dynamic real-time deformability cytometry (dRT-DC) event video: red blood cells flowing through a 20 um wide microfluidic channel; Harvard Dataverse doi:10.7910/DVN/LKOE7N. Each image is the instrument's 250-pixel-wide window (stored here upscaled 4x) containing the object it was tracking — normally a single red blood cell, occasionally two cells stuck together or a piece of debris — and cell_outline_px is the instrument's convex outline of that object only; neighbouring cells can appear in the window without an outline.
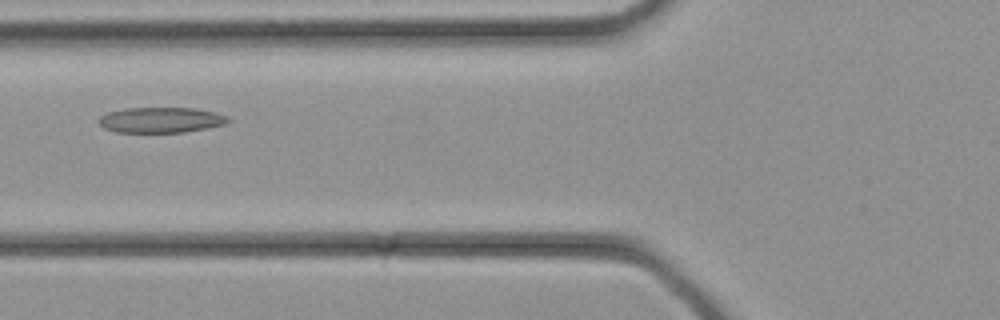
{"species": "common noctule bat (a hibernating species)", "species_latin": "Nyctalus noctula", "temperature_condition": "cold", "stored_images_in_passage": 32, "camera_frame_rate_fps": 3000, "um_per_image_px": 0.085, "animal": {"sex": "female", "body_mass_g": 21.9}, "frame": {"image": 1, "passage_image": 11, "time_ms": 3.333, "image_size_px": [1000, 320], "cell_outline_px": [[232, 120], [228, 124], [208, 128], [184, 132], [116, 132], [104, 128], [100, 124], [100, 116], [108, 112], [124, 108], [196, 108], [216, 112], [228, 116]], "centroid_in_image_um": [13.75, 10.19], "position_along_channel_um": 112.0, "area_um2": 19.36}}
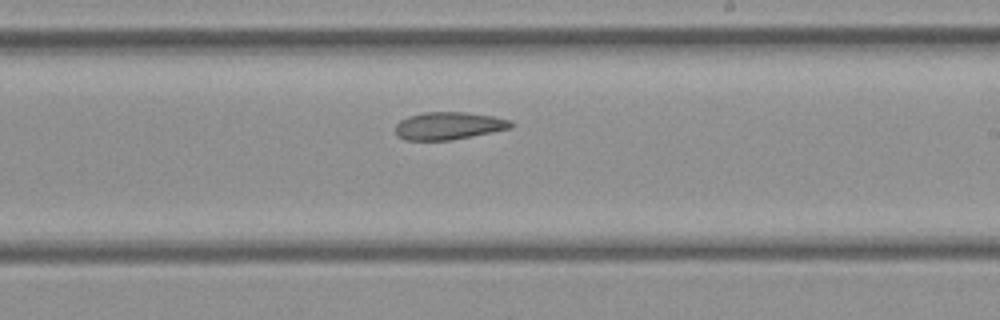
{"frame": {"image": 2, "passage_image": 18, "time_ms": 5.667, "image_size_px": [1000, 320], "cell_outline_px": [[512, 128], [452, 140], [404, 140], [396, 136], [396, 124], [400, 120], [408, 116], [424, 112], [464, 112], [492, 116], [512, 120]], "centroid_in_image_um": [38.12, 10.69], "position_along_channel_um": 250.9, "area_um2": 18.61}}
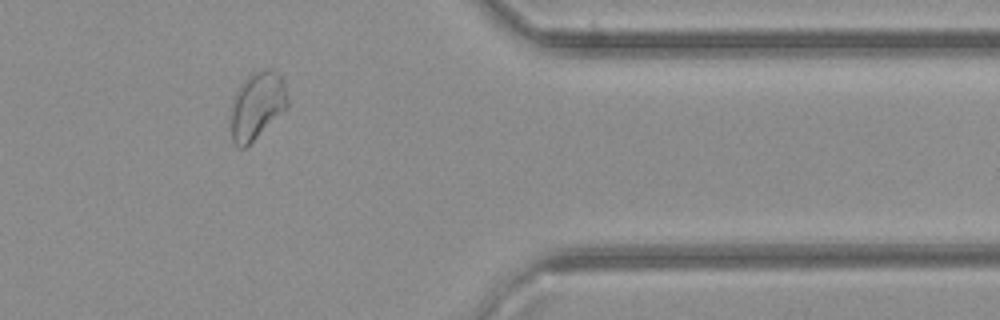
{"frame": {"image": 3, "passage_image": 26, "time_ms": 8.333, "image_size_px": [1000, 320], "cell_outline_px": [[288, 108], [244, 148], [240, 148], [232, 140], [228, 120], [232, 100], [240, 84], [252, 72], [264, 68], [268, 68], [276, 72], [280, 76], [288, 100]], "centroid_in_image_um": [21.79, 8.98], "position_along_channel_um": 389.6, "area_um2": 22.48}}